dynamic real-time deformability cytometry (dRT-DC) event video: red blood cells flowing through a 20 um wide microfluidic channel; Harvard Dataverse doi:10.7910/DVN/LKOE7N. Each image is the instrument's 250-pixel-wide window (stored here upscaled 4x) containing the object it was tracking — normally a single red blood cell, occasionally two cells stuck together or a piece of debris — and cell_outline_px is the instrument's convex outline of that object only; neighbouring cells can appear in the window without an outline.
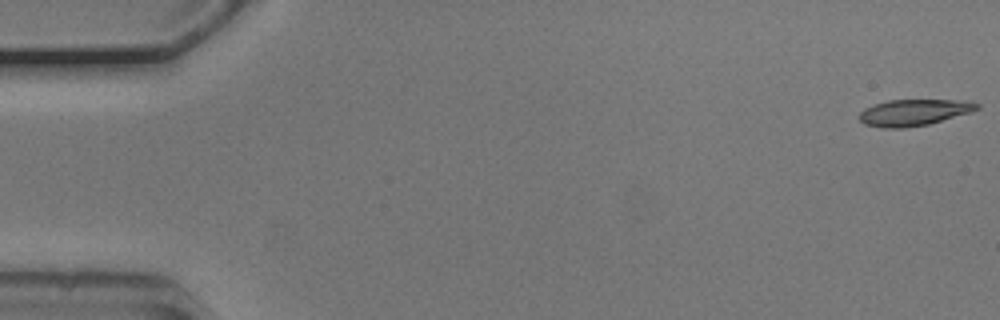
{"species": "common noctule bat (a hibernating species)", "species_latin": "Nyctalus noctula", "temperature_condition": "cold", "stored_images_in_passage": 54, "camera_frame_rate_fps": 3000, "um_per_image_px": 0.085, "animal": {"sex": "male", "body_mass_g": 20.5, "forearm_length_mm": 52.5}, "frame": {"image": 1, "passage_image": 1, "time_ms": 0.0, "image_size_px": [1000, 320], "cell_outline_px": [[980, 108], [972, 112], [928, 124], [904, 128], [880, 128], [864, 124], [860, 120], [860, 112], [864, 108], [888, 100], [952, 100], [980, 104]], "centroid_in_image_um": [77.65, 9.57], "position_along_channel_um": 7.4, "area_um2": 17.92}}
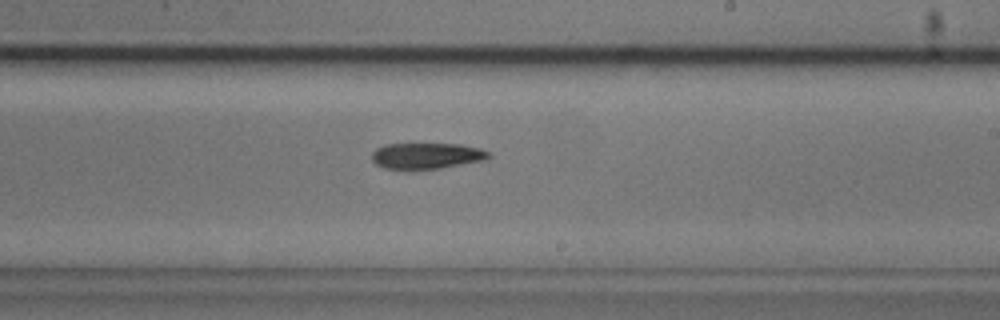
{"frame": {"image": 2, "passage_image": 32, "time_ms": 10.333, "image_size_px": [1000, 320], "cell_outline_px": [[492, 156], [488, 160], [440, 168], [384, 168], [376, 164], [372, 160], [372, 152], [376, 148], [384, 144], [460, 144], [480, 148], [488, 152]], "centroid_in_image_um": [36.3, 13.23], "position_along_channel_um": 252.7, "area_um2": 17.63}}
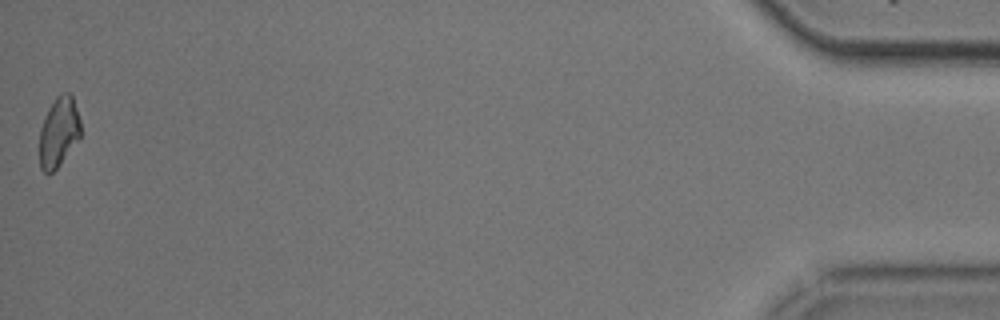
{"frame": {"image": 3, "passage_image": 54, "time_ms": 17.667, "image_size_px": [1000, 320], "cell_outline_px": [[80, 136], [60, 164], [48, 176], [40, 168], [40, 128], [44, 116], [48, 108], [56, 96], [60, 92], [68, 92], [72, 96], [80, 120]], "centroid_in_image_um": [4.97, 11.21], "position_along_channel_um": 430.2, "area_um2": 16.7}, "authors_computed_cell_mechanics": {"area_um2": 18.5249, "velocity_mm_per_s": 3.7285, "shape_relaxation_time_tau1_ms": 3.3465, "shape_relaxation_time_tau2_ms": null, "deformation_change_tau1": 0.0977, "deformation_change_tau2": null}}